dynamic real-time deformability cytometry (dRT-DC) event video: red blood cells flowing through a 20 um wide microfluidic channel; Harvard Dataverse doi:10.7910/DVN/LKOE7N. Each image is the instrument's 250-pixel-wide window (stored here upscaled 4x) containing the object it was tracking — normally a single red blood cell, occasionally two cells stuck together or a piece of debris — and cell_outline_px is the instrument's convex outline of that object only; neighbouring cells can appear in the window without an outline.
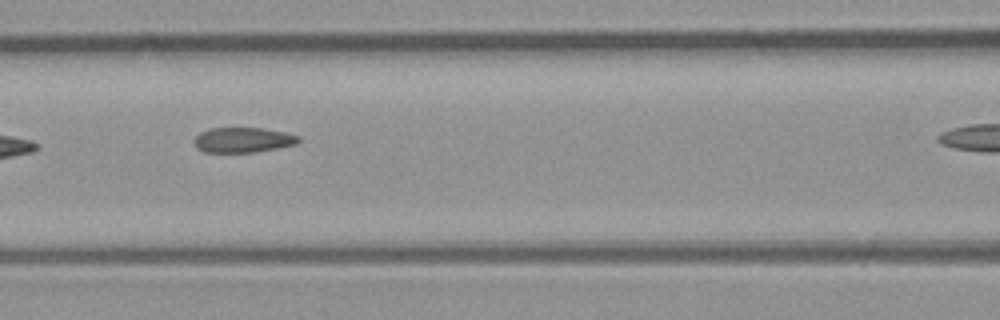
{"species": "common noctule bat (a hibernating species)", "species_latin": "Nyctalus noctula", "temperature_condition": "room temperature", "stored_images_in_passage": 5, "segment_of_instrument_passage": [1, 2], "camera_frame_rate_fps": 3000, "um_per_image_px": 0.085, "animal": {"sex": "male", "body_mass_g": 23.1, "forearm_length_mm": 52.7}, "frame": {"image": 1, "passage_image": 3, "time_ms": 2.333, "image_size_px": [1000, 320], "cell_outline_px": [[300, 140], [296, 144], [256, 152], [204, 152], [196, 148], [192, 140], [200, 132], [212, 128], [264, 128], [284, 132], [300, 136]], "centroid_in_image_um": [20.63, 11.89], "position_along_channel_um": 146.0, "area_um2": 15.32}}
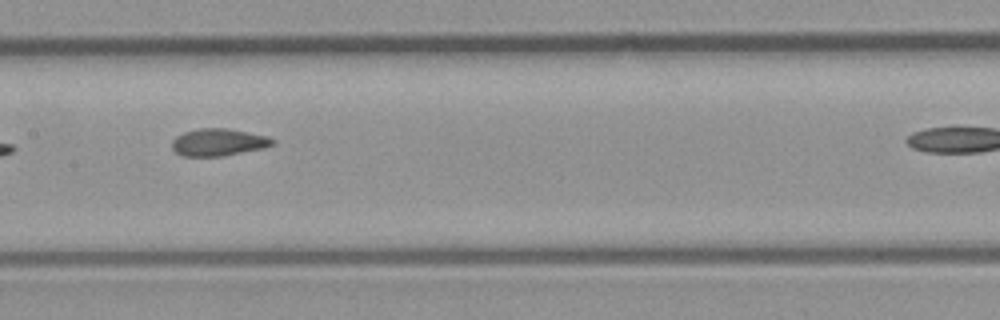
{"frame": {"image": 2, "passage_image": 4, "time_ms": 3.333, "image_size_px": [1000, 320], "cell_outline_px": [[276, 144], [264, 148], [220, 156], [180, 156], [172, 148], [172, 140], [176, 136], [184, 132], [200, 128], [228, 128], [268, 136], [276, 140]], "centroid_in_image_um": [18.58, 12.08], "position_along_channel_um": 188.8, "area_um2": 16.07}}